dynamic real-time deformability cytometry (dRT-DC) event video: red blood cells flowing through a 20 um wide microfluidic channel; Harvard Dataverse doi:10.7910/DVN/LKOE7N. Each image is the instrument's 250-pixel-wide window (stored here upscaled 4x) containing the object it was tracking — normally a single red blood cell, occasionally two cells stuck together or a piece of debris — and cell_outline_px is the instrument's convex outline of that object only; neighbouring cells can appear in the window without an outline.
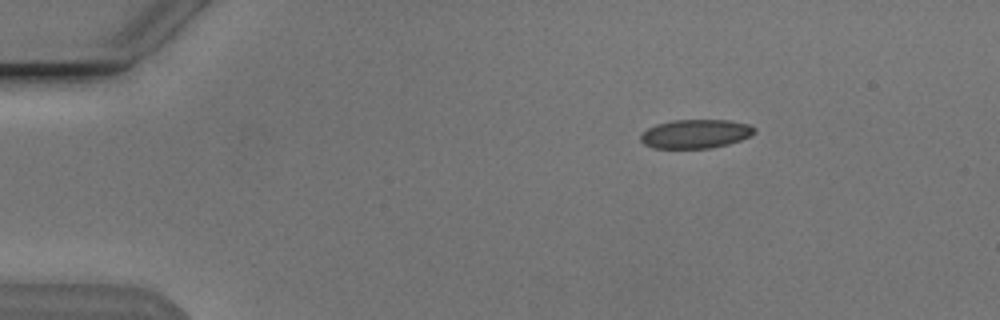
{"species": "Egyptian fruit bat (a non-hibernating species)", "species_latin": "Rousettus aegyptiacus", "temperature_condition": "cold", "stored_images_in_passage": 10, "camera_frame_rate_fps": 3000, "um_per_image_px": 0.085, "animal": {"sex": "male"}, "frame": {"image": 1, "passage_image": 1, "time_ms": 0.0, "image_size_px": [1000, 320], "cell_outline_px": [[756, 132], [752, 136], [728, 144], [712, 148], [652, 148], [644, 144], [640, 140], [640, 132], [656, 124], [672, 120], [728, 120], [748, 124], [756, 128]], "centroid_in_image_um": [59.11, 11.38], "position_along_channel_um": 25.9, "area_um2": 19.36}}
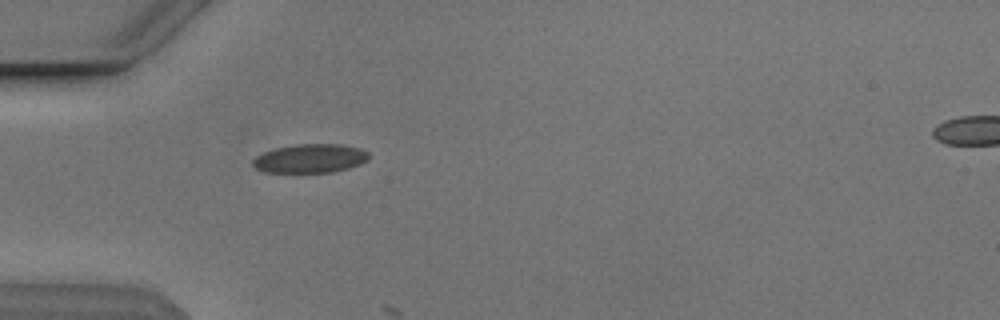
{"frame": {"image": 2, "passage_image": 9, "time_ms": 2.667, "image_size_px": [1000, 320], "cell_outline_px": [[368, 160], [360, 164], [348, 168], [332, 172], [264, 172], [256, 168], [252, 164], [252, 160], [256, 156], [264, 152], [276, 148], [296, 144], [340, 144], [360, 148], [368, 152]], "centroid_in_image_um": [26.36, 13.46], "position_along_channel_um": 58.6, "area_um2": 19.42}}